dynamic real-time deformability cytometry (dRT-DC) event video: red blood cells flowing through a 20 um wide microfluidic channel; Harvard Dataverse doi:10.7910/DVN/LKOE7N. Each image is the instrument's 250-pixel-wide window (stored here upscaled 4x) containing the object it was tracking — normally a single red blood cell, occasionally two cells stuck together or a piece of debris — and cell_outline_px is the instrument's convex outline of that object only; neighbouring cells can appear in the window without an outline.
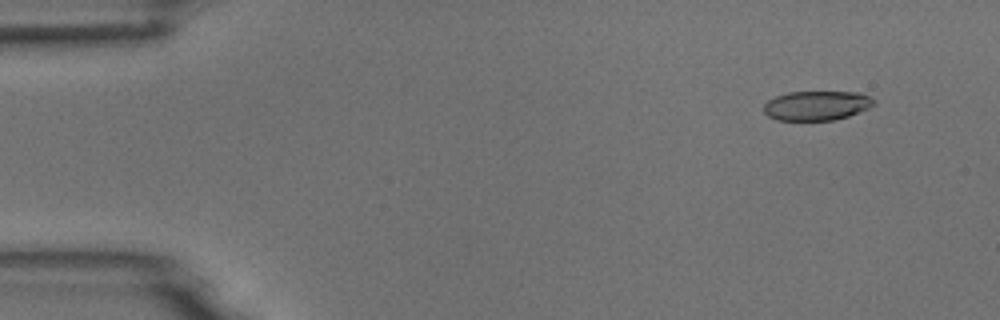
{"species": "common noctule bat (a hibernating species)", "species_latin": "Nyctalus noctula", "temperature_condition": "room temperature", "stored_images_in_passage": 4, "camera_frame_rate_fps": 3000, "um_per_image_px": 0.085, "animal": {"sex": "male", "body_mass_g": 18.8}, "frame": {"image": 1, "passage_image": 2, "time_ms": 0.333, "image_size_px": [1000, 320], "cell_outline_px": [[876, 104], [868, 108], [848, 116], [832, 120], [776, 120], [768, 116], [764, 112], [764, 104], [768, 100], [776, 96], [788, 92], [856, 92], [868, 96], [876, 100]], "centroid_in_image_um": [69.41, 8.97], "position_along_channel_um": 15.6, "area_um2": 18.84}}